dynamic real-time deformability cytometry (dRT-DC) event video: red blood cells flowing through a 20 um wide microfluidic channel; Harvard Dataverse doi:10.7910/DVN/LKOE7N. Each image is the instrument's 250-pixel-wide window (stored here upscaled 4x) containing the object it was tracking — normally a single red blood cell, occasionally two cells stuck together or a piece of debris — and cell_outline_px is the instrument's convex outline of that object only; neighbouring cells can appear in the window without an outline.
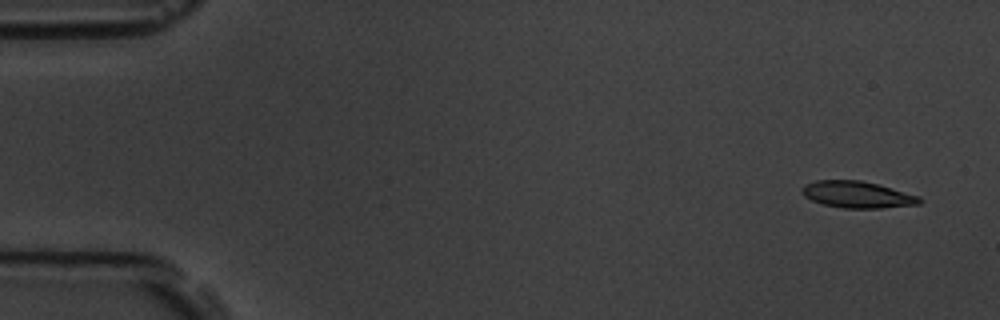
{"species": "common noctule bat (a hibernating species)", "species_latin": "Nyctalus noctula", "temperature_condition": "room temperature", "stored_images_in_passage": 4, "camera_frame_rate_fps": 3000, "um_per_image_px": 0.085, "animal": {"sex": "male", "body_mass_g": 19.5, "forearm_length_mm": 54.6}, "frame": {"image": 1, "passage_image": 1, "time_ms": 0.0, "image_size_px": [1000, 320], "cell_outline_px": [[924, 200], [920, 204], [880, 208], [844, 208], [824, 204], [812, 200], [804, 196], [800, 192], [800, 188], [804, 184], [816, 180], [860, 180], [876, 184], [920, 196]], "centroid_in_image_um": [72.85, 16.54], "position_along_channel_um": 12.1, "area_um2": 18.26}}
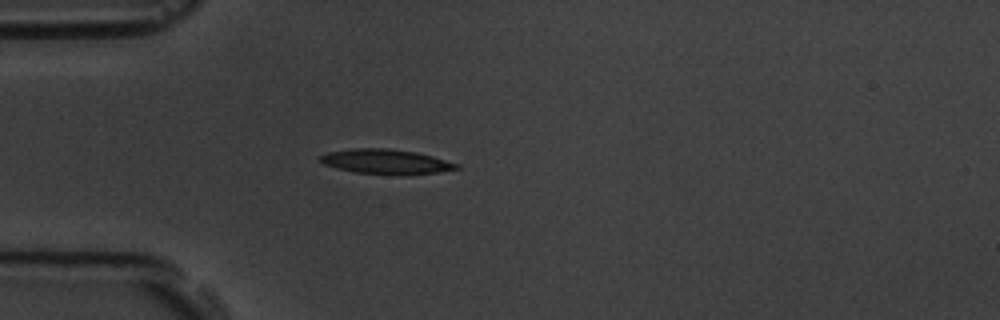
{"frame": {"image": 2, "passage_image": 4, "time_ms": 4.333, "image_size_px": [1000, 320], "cell_outline_px": [[460, 168], [440, 172], [400, 176], [396, 176], [356, 172], [336, 168], [324, 164], [320, 160], [320, 156], [328, 152], [352, 148], [388, 148], [416, 152], [432, 156], [460, 164]], "centroid_in_image_um": [32.84, 13.75], "position_along_channel_um": 52.2, "area_um2": 19.94}}